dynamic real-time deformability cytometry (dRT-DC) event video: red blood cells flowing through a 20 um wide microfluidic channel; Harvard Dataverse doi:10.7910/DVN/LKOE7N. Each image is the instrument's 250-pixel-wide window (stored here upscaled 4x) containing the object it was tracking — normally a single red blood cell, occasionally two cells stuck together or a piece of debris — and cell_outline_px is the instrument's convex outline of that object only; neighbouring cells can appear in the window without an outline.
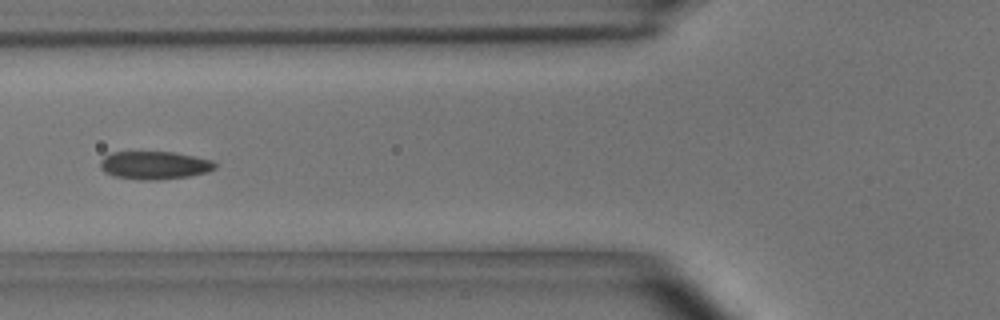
{"species": "common noctule bat (a hibernating species)", "species_latin": "Nyctalus noctula", "temperature_condition": "room temperature", "stored_images_in_passage": 5, "camera_frame_rate_fps": 3000, "um_per_image_px": 0.085, "animal": {"sex": "male", "body_mass_g": 15.6}, "frame": {"image": 1, "passage_image": 5, "time_ms": 1.333, "image_size_px": [1000, 320], "cell_outline_px": [[216, 168], [208, 172], [188, 176], [156, 180], [140, 180], [116, 176], [104, 172], [100, 168], [100, 160], [104, 156], [112, 152], [172, 152], [212, 160], [216, 164]], "centroid_in_image_um": [13.11, 14.05], "position_along_channel_um": 112.7, "area_um2": 18.67}}